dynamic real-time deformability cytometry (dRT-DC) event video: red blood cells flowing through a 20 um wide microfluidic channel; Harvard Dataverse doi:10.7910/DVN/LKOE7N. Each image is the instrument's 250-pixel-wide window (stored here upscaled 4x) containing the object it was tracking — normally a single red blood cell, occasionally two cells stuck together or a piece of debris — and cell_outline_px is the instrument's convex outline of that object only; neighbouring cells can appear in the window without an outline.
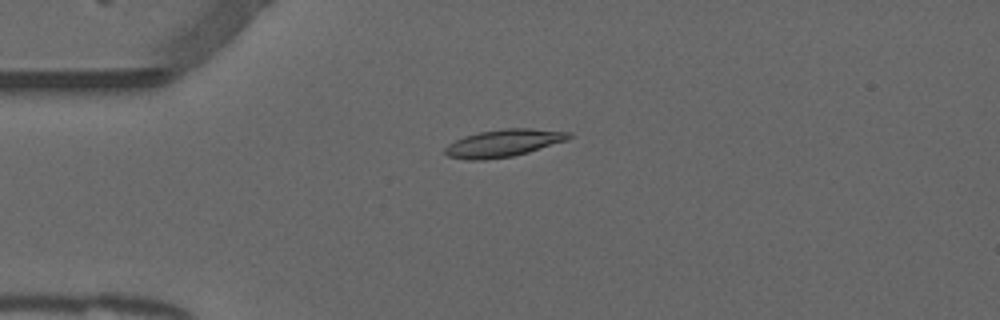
{"species": "common noctule bat (a hibernating species)", "species_latin": "Nyctalus noctula", "temperature_condition": "warm", "stored_images_in_passage": 46, "camera_frame_rate_fps": 3000, "um_per_image_px": 0.085, "animal": {"sex": "male", "forearm_length_mm": 52.5}, "frame": {"image": 1, "passage_image": 6, "time_ms": 1.667, "image_size_px": [1000, 320], "cell_outline_px": [[572, 136], [568, 140], [528, 152], [512, 156], [484, 160], [468, 160], [448, 156], [444, 152], [444, 148], [448, 144], [464, 136], [480, 132], [504, 128], [532, 128], [572, 132]], "centroid_in_image_um": [42.82, 12.16], "position_along_channel_um": 42.2, "area_um2": 19.83}}
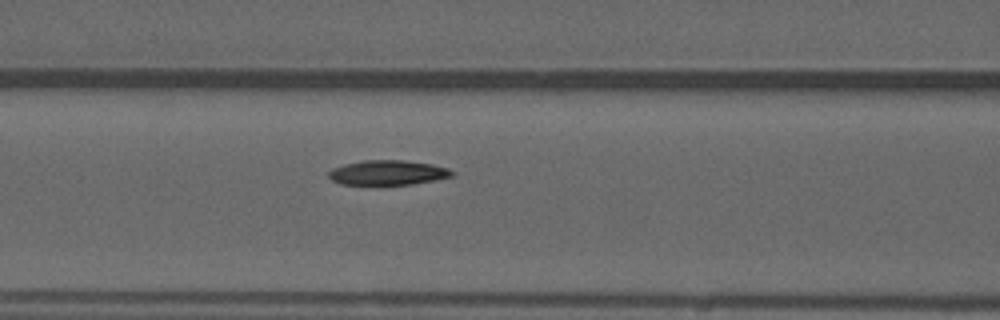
{"frame": {"image": 2, "passage_image": 15, "time_ms": 4.667, "image_size_px": [1000, 320], "cell_outline_px": [[456, 172], [452, 176], [436, 180], [412, 184], [376, 188], [340, 184], [332, 180], [328, 176], [328, 172], [332, 168], [344, 164], [364, 160], [404, 160], [432, 164], [448, 168]], "centroid_in_image_um": [32.92, 14.73], "position_along_channel_um": 133.7, "area_um2": 18.84}}
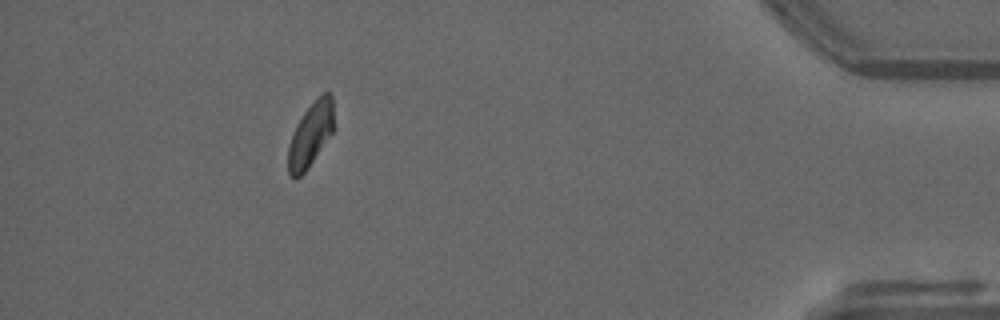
{"frame": {"image": 3, "passage_image": 41, "time_ms": 13.333, "image_size_px": [1000, 320], "cell_outline_px": [[336, 128], [304, 172], [296, 180], [288, 172], [288, 144], [296, 124], [304, 112], [316, 96], [320, 92], [328, 92], [332, 96]], "centroid_in_image_um": [26.43, 11.37], "position_along_channel_um": 408.8, "area_um2": 17.46}, "authors_computed_cell_mechanics": {"area_um2": 18.2648, "velocity_mm_per_s": 3.841, "shape_relaxation_time_tau1_ms": 9.4145, "shape_relaxation_time_tau2_ms": null, "deformation_change_tau1": 0.2117, "deformation_change_tau2": null}}